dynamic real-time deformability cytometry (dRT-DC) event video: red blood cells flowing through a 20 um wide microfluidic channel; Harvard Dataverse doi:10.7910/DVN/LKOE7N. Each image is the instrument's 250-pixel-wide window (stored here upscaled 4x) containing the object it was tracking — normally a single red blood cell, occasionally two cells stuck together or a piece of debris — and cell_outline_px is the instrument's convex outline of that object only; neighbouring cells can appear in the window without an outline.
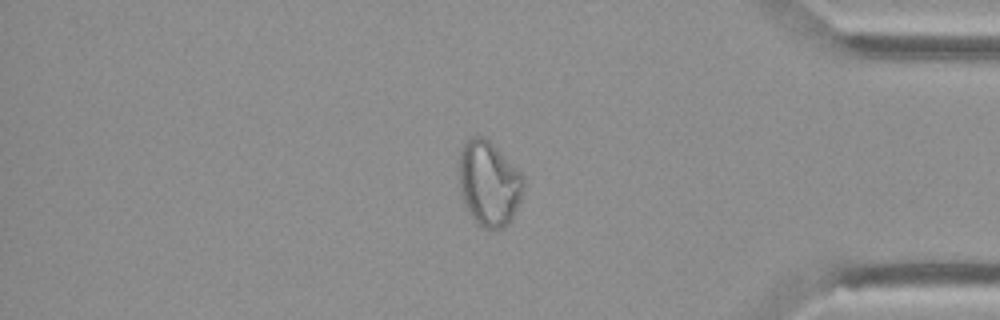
{"species": "Egyptian fruit bat (a non-hibernating species)", "species_latin": "Rousettus aegyptiacus", "temperature_condition": "cold", "stored_images_in_passage": 46, "camera_frame_rate_fps": 3000, "um_per_image_px": 0.085, "animal": {"sex": "female"}, "frame": {"image": 1, "passage_image": 45, "time_ms": 14.667, "image_size_px": [1000, 320], "cell_outline_px": [[524, 192], [508, 224], [504, 228], [484, 228], [472, 216], [464, 204], [460, 184], [460, 152], [464, 144], [472, 136], [484, 136], [524, 176]], "centroid_in_image_um": [41.58, 15.59], "position_along_channel_um": 393.6, "area_um2": 31.27}}